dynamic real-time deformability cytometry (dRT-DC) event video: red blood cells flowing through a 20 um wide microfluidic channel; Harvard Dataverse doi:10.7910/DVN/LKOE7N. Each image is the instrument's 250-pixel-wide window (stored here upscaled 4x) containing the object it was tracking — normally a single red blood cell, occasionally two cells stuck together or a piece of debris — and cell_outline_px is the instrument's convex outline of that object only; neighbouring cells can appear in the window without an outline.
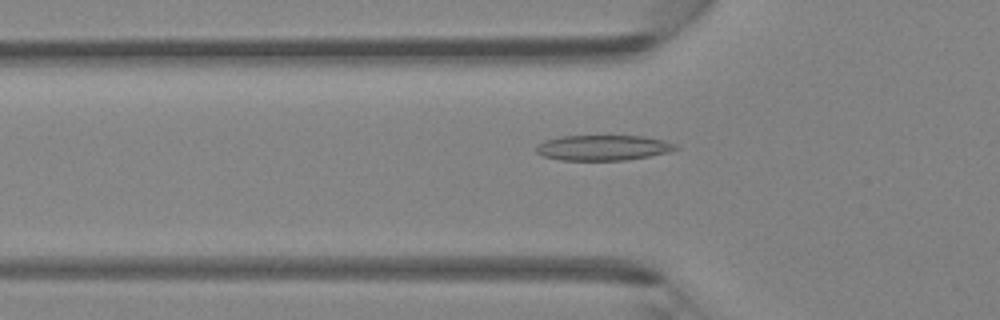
{"species": "Egyptian fruit bat (a non-hibernating species)", "species_latin": "Rousettus aegyptiacus", "temperature_condition": "room temperature", "stored_images_in_passage": 45, "camera_frame_rate_fps": 3000, "um_per_image_px": 0.085, "animal": {"sex": "female"}, "frame": {"image": 1, "passage_image": 15, "time_ms": 4.667, "image_size_px": [1000, 320], "cell_outline_px": [[680, 148], [672, 152], [624, 160], [560, 160], [544, 156], [536, 152], [536, 144], [544, 140], [564, 136], [644, 136], [664, 140], [676, 144]], "centroid_in_image_um": [51.29, 12.55], "position_along_channel_um": 74.5, "area_um2": 20.69}}
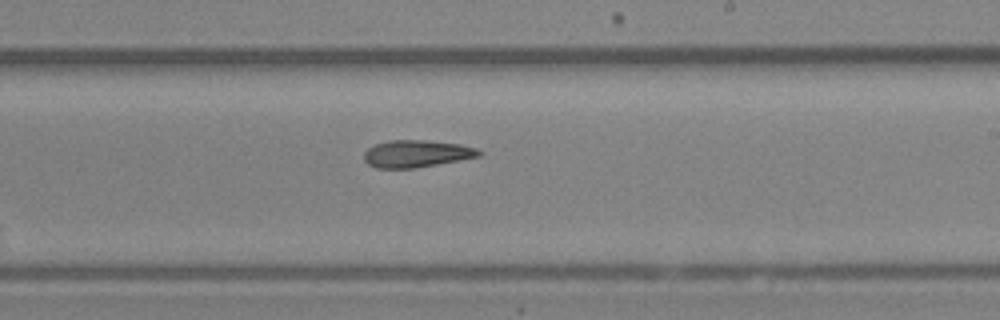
{"frame": {"image": 2, "passage_image": 27, "time_ms": 8.667, "image_size_px": [1000, 320], "cell_outline_px": [[484, 152], [480, 156], [416, 168], [376, 168], [368, 164], [364, 160], [364, 152], [368, 148], [376, 144], [388, 140], [424, 140], [460, 144], [476, 148]], "centroid_in_image_um": [35.4, 13.06], "position_along_channel_um": 253.6, "area_um2": 18.21}}
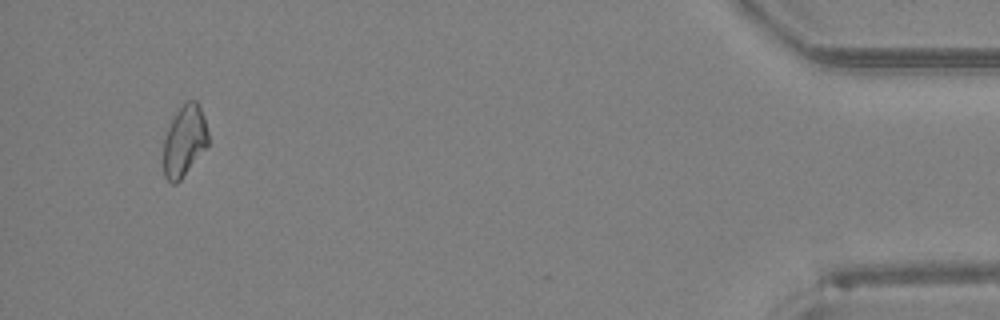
{"frame": {"image": 3, "passage_image": 43, "time_ms": 14.0, "image_size_px": [1000, 320], "cell_outline_px": [[208, 144], [180, 180], [176, 184], [172, 184], [164, 176], [164, 136], [176, 112], [188, 100], [196, 100], [200, 104], [204, 116], [208, 132]], "centroid_in_image_um": [15.68, 11.95], "position_along_channel_um": 419.5, "area_um2": 18.32}}